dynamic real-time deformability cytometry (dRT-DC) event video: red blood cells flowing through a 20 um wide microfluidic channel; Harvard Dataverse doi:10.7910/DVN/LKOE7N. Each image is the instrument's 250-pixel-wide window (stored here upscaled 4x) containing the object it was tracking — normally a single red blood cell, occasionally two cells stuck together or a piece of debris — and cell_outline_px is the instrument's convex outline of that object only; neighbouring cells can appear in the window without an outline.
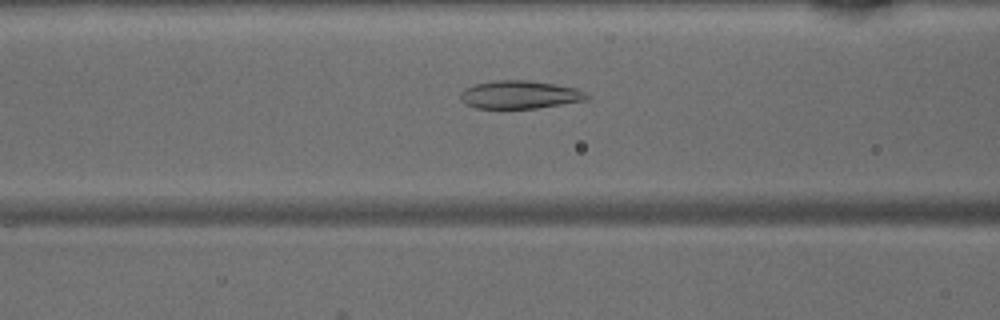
{"species": "common noctule bat (a hibernating species)", "species_latin": "Nyctalus noctula", "temperature_condition": "warm", "stored_images_in_passage": 47, "camera_frame_rate_fps": 3000, "um_per_image_px": 0.085, "animal": {"sex": "male", "body_mass_g": 15.6}, "frame": {"image": 1, "passage_image": 19, "time_ms": 6.0, "image_size_px": [1000, 320], "cell_outline_px": [[592, 96], [588, 100], [536, 108], [476, 108], [464, 104], [460, 100], [460, 92], [464, 88], [476, 84], [496, 80], [528, 80], [556, 84], [576, 88], [588, 92]], "centroid_in_image_um": [44.21, 8.04], "position_along_channel_um": 122.4, "area_um2": 20.92}}
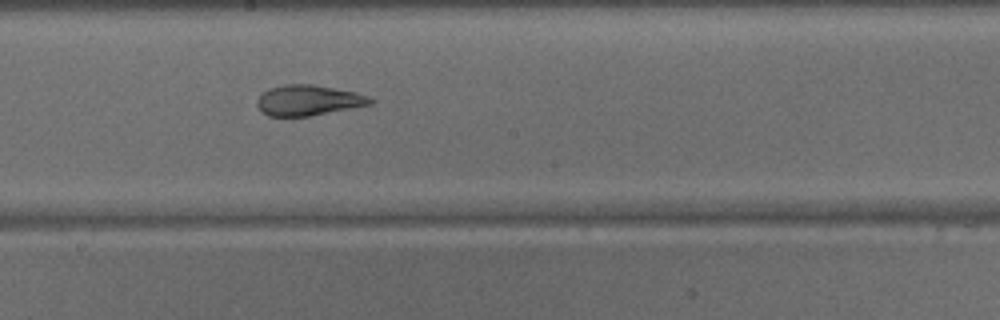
{"frame": {"image": 2, "passage_image": 26, "time_ms": 8.333, "image_size_px": [1000, 320], "cell_outline_px": [[376, 100], [372, 104], [308, 116], [268, 116], [256, 104], [256, 100], [268, 88], [284, 84], [312, 84], [356, 92], [368, 96]], "centroid_in_image_um": [26.22, 8.51], "position_along_channel_um": 222.0, "area_um2": 20.0}}
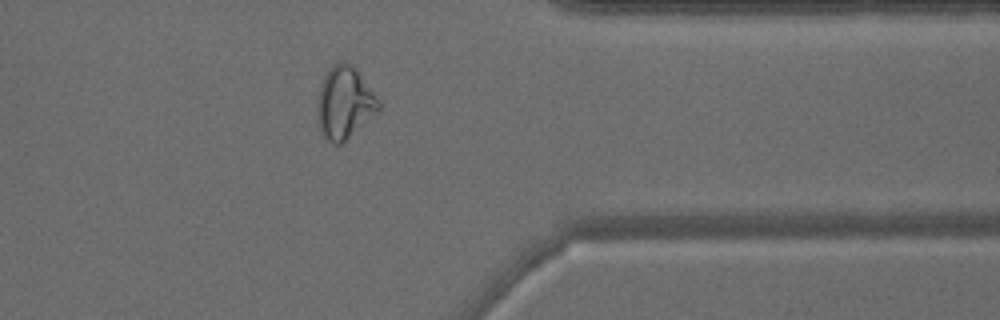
{"frame": {"image": 3, "passage_image": 38, "time_ms": 12.333, "image_size_px": [1000, 320], "cell_outline_px": [[380, 108], [376, 112], [340, 144], [332, 144], [324, 136], [320, 128], [316, 116], [316, 104], [320, 84], [328, 68], [332, 64], [340, 60], [344, 60], [352, 64], [376, 96], [380, 104]], "centroid_in_image_um": [29.22, 8.68], "position_along_channel_um": 382.2, "area_um2": 25.55}}